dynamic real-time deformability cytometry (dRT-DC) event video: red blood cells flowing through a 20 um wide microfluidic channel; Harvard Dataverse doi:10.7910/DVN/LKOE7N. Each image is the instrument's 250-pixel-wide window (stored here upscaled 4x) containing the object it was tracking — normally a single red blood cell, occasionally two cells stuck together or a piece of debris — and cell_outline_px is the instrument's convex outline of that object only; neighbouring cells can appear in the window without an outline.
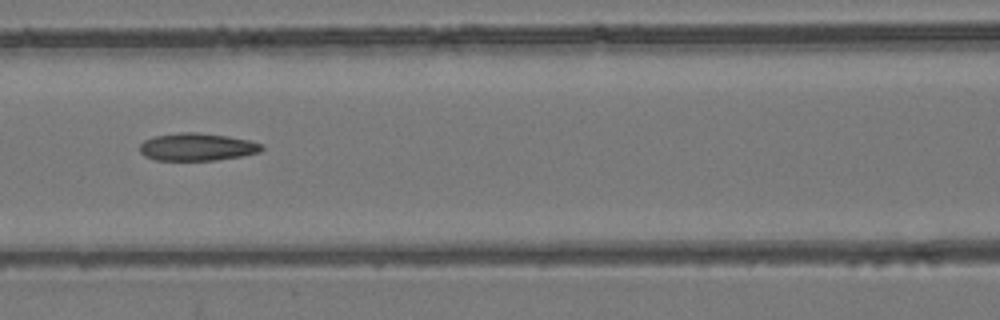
{"species": "common noctule bat (a hibernating species)", "species_latin": "Nyctalus noctula", "temperature_condition": "room temperature", "stored_images_in_passage": 9, "camera_frame_rate_fps": 3000, "um_per_image_px": 0.085, "animal": {"sex": "female", "body_mass_g": 24.6, "forearm_length_mm": 56.2}, "frame": {"image": 1, "passage_image": 7, "time_ms": 2.0, "image_size_px": [1000, 320], "cell_outline_px": [[264, 148], [260, 152], [240, 156], [216, 160], [156, 160], [144, 156], [140, 152], [140, 144], [144, 140], [152, 136], [180, 132], [196, 132], [228, 136], [252, 140], [264, 144]], "centroid_in_image_um": [16.76, 12.48], "position_along_channel_um": 149.8, "area_um2": 19.83}}
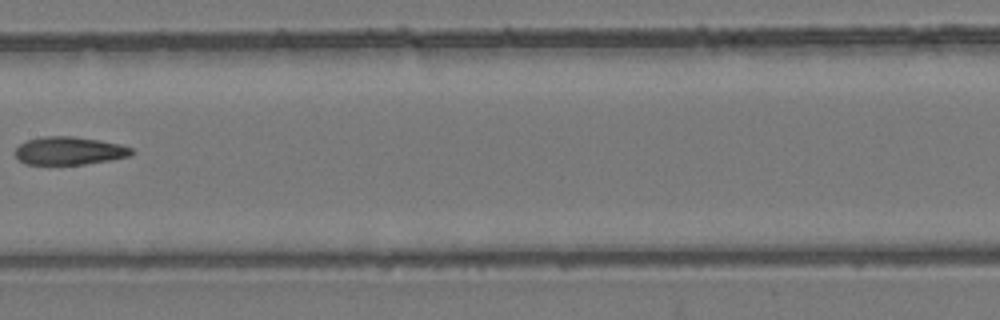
{"frame": {"image": 2, "passage_image": 8, "time_ms": 2.333, "image_size_px": [1000, 320], "cell_outline_px": [[136, 152], [128, 156], [112, 160], [84, 164], [24, 164], [16, 156], [16, 148], [20, 144], [28, 140], [44, 136], [76, 136], [100, 140], [120, 144], [132, 148]], "centroid_in_image_um": [5.93, 12.81], "position_along_channel_um": 201.5, "area_um2": 19.02}}
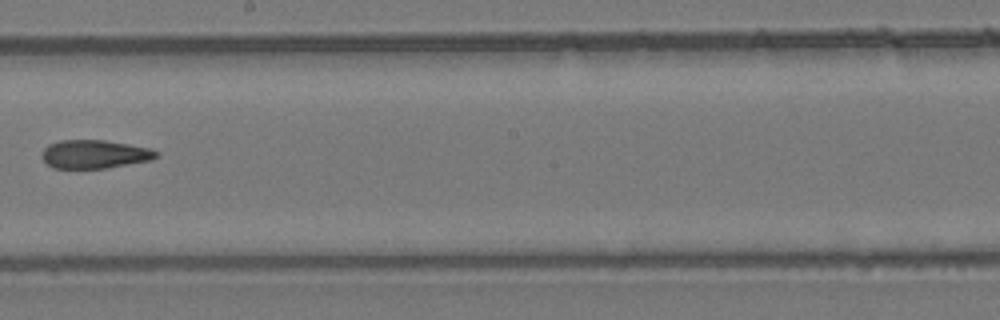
{"frame": {"image": 3, "passage_image": 9, "time_ms": 2.667, "image_size_px": [1000, 320], "cell_outline_px": [[160, 156], [152, 160], [104, 168], [52, 168], [40, 156], [44, 148], [48, 144], [60, 140], [104, 140], [152, 148], [160, 152]], "centroid_in_image_um": [8.07, 13.1], "position_along_channel_um": 240.1, "area_um2": 19.13}}